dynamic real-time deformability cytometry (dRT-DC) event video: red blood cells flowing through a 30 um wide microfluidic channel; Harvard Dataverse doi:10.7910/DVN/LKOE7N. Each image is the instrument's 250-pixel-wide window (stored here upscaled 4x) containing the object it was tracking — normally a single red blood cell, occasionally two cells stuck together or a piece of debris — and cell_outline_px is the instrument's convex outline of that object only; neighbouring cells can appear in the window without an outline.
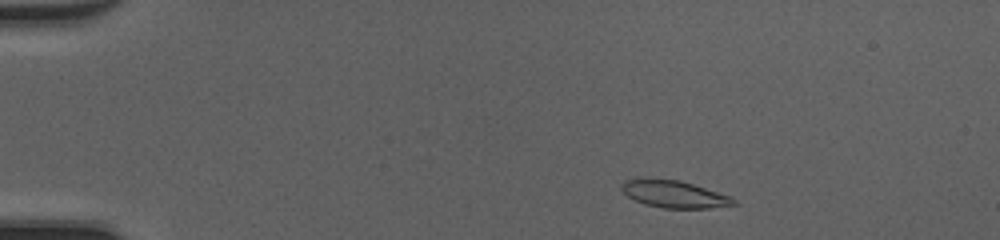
{"species": "common noctule bat (a hibernating species)", "species_latin": "Nyctalus noctula", "temperature_condition": "cold", "stored_images_in_passage": 45, "camera_frame_rate_fps": 3000, "um_per_image_px": 0.085, "animal": {"sex": "female", "body_mass_g": 20.0, "forearm_length_mm": 54.0}, "frame": {"image": 1, "passage_image": 3, "time_ms": 0.667, "image_size_px": [1000, 240], "cell_outline_px": [[740, 204], [708, 208], [664, 208], [644, 204], [628, 196], [620, 188], [620, 184], [624, 180], [648, 176], [680, 180], [728, 196], [736, 200]], "centroid_in_image_um": [57.23, 16.47], "position_along_channel_um": 27.8, "area_um2": 17.98}}
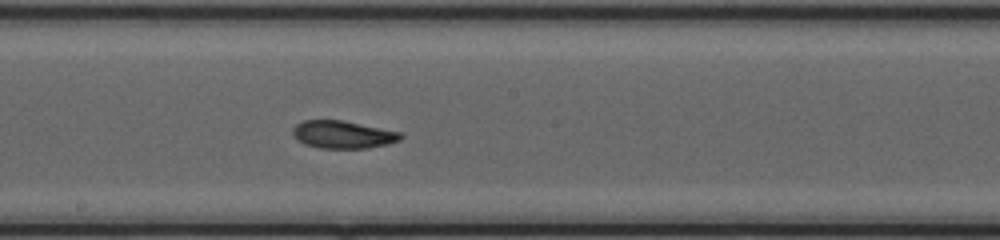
{"frame": {"image": 2, "passage_image": 23, "time_ms": 7.333, "image_size_px": [1000, 240], "cell_outline_px": [[404, 136], [400, 140], [388, 144], [368, 148], [320, 148], [304, 144], [296, 140], [292, 132], [292, 128], [296, 124], [304, 120], [344, 120], [400, 132]], "centroid_in_image_um": [29.13, 11.43], "position_along_channel_um": 219.1, "area_um2": 17.51}}
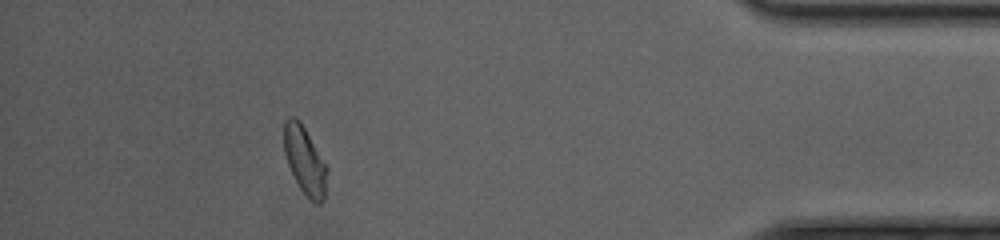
{"frame": {"image": 3, "passage_image": 40, "time_ms": 13.0, "image_size_px": [1000, 240], "cell_outline_px": [[328, 172], [324, 200], [320, 204], [316, 204], [300, 188], [288, 164], [284, 152], [284, 120], [288, 116], [296, 116], [300, 120], [328, 164]], "centroid_in_image_um": [25.94, 13.59], "position_along_channel_um": 409.3, "area_um2": 17.34}, "authors_computed_cell_mechanics": {"area_um2": 17.6868, "velocity_mm_per_s": 4.1546, "shape_relaxation_time_tau1_ms": 5.269, "shape_relaxation_time_tau2_ms": 3.9357, "deformation_change_tau1": 0.17, "deformation_change_tau2": 0.1}}